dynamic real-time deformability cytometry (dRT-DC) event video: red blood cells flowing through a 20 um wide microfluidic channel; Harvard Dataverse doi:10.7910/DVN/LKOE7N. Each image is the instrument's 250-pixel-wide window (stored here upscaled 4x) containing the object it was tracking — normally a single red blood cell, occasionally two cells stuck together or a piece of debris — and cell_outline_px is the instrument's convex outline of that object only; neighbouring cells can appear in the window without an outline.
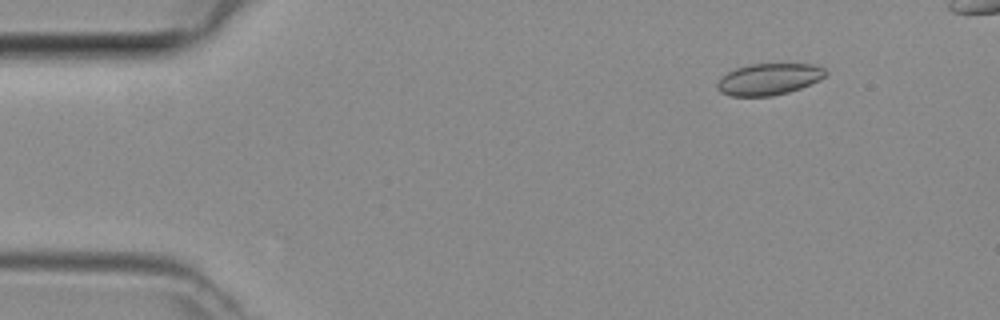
{"species": "common noctule bat (a hibernating species)", "species_latin": "Nyctalus noctula", "temperature_condition": "room temperature", "stored_images_in_passage": 5, "camera_frame_rate_fps": 3000, "um_per_image_px": 0.085, "animal": {"sex": "female", "body_mass_g": 29.2, "forearm_length_mm": 56.3}, "frame": {"image": 1, "passage_image": 2, "time_ms": 0.333, "image_size_px": [1000, 320], "cell_outline_px": [[828, 72], [820, 80], [800, 88], [788, 92], [772, 96], [732, 96], [720, 92], [716, 88], [716, 84], [720, 76], [736, 68], [752, 64], [812, 64], [824, 68]], "centroid_in_image_um": [65.33, 6.73], "position_along_channel_um": 19.7, "area_um2": 19.94}}